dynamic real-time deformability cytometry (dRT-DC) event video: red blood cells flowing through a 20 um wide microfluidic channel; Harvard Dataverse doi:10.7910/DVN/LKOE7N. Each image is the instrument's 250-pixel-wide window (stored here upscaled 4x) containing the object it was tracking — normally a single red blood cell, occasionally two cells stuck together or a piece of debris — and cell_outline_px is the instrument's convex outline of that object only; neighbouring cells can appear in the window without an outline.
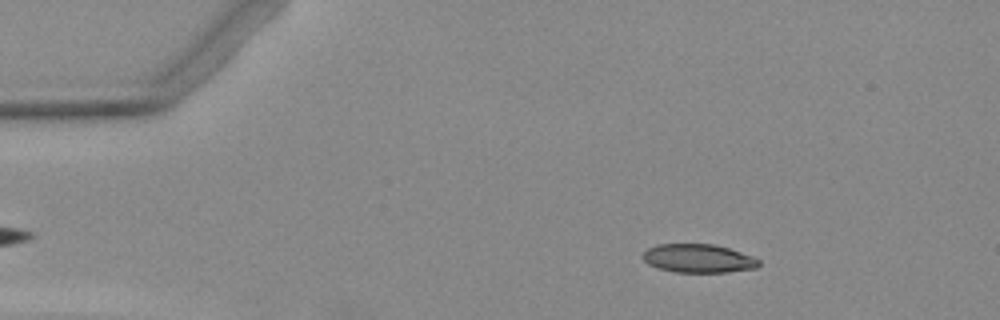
{"species": "Egyptian fruit bat (a non-hibernating species)", "species_latin": "Rousettus aegyptiacus", "temperature_condition": "warm", "stored_images_in_passage": 4, "segment_of_instrument_passage": [1, 2], "camera_frame_rate_fps": 3000, "um_per_image_px": 0.085, "animal": {"sex": "female"}, "frame": {"image": 1, "passage_image": 1, "time_ms": 0.0, "image_size_px": [1000, 320], "cell_outline_px": [[760, 264], [756, 268], [728, 272], [676, 272], [660, 268], [648, 264], [644, 260], [644, 252], [648, 248], [656, 244], [712, 244], [728, 248], [752, 256], [760, 260]], "centroid_in_image_um": [59.38, 21.96], "position_along_channel_um": 25.6, "area_um2": 19.13}}